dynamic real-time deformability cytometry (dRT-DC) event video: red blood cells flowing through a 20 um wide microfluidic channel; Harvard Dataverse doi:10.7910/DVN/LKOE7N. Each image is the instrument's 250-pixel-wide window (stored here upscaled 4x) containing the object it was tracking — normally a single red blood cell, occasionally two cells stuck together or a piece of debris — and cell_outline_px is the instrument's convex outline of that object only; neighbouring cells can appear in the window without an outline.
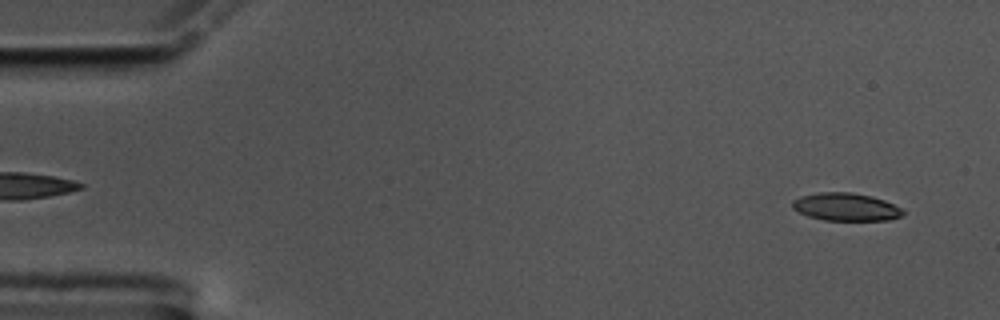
{"species": "common noctule bat (a hibernating species)", "species_latin": "Nyctalus noctula", "temperature_condition": "cold", "stored_images_in_passage": 56, "camera_frame_rate_fps": 3000, "um_per_image_px": 0.085, "animal": {"sex": "male", "body_mass_g": 17.5, "forearm_length_mm": 52.3}, "frame": {"image": 1, "passage_image": 3, "time_ms": 0.667, "image_size_px": [1000, 320], "cell_outline_px": [[904, 216], [888, 220], [824, 220], [808, 216], [792, 208], [792, 200], [800, 196], [820, 192], [852, 192], [872, 196], [884, 200], [900, 208], [904, 212]], "centroid_in_image_um": [71.89, 17.58], "position_along_channel_um": 13.1, "area_um2": 17.92}}
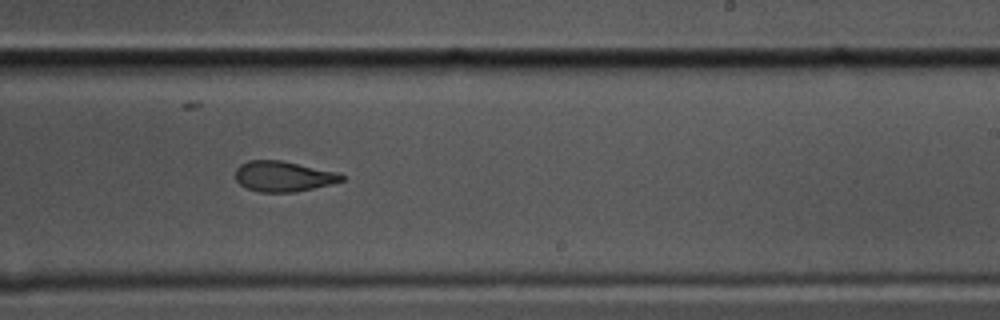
{"frame": {"image": 2, "passage_image": 34, "time_ms": 11.0, "image_size_px": [1000, 320], "cell_outline_px": [[344, 180], [296, 192], [260, 192], [248, 188], [240, 184], [236, 180], [236, 168], [240, 164], [248, 160], [280, 160], [340, 172], [344, 176]], "centroid_in_image_um": [24.08, 14.98], "position_along_channel_um": 264.9, "area_um2": 18.79}}
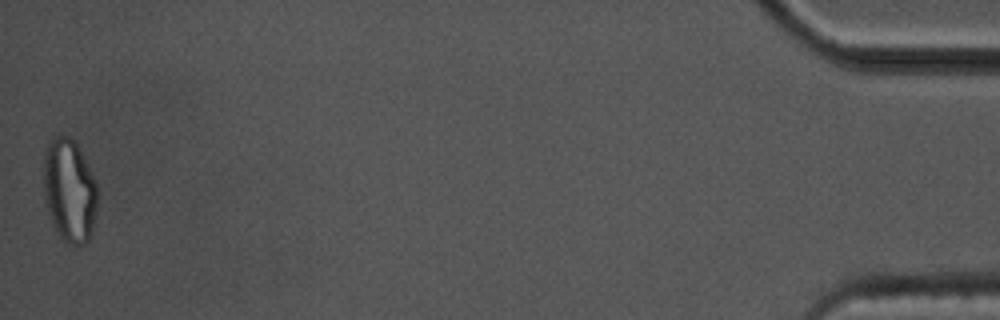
{"frame": {"image": 3, "passage_image": 56, "time_ms": 18.333, "image_size_px": [1000, 320], "cell_outline_px": [[96, 212], [92, 232], [88, 240], [80, 248], [76, 248], [64, 244], [52, 224], [44, 200], [44, 156], [48, 144], [52, 136], [68, 136], [76, 144], [96, 184]], "centroid_in_image_um": [5.88, 16.3], "position_along_channel_um": 429.3, "area_um2": 32.48}, "authors_computed_cell_mechanics": {"area_um2": 19.5942, "velocity_mm_per_s": 3.536, "shape_relaxation_time_tau1_ms": 8.3422, "shape_relaxation_time_tau2_ms": 3.1412, "deformation_change_tau1": 0.2135, "deformation_change_tau2": 0.1104}}